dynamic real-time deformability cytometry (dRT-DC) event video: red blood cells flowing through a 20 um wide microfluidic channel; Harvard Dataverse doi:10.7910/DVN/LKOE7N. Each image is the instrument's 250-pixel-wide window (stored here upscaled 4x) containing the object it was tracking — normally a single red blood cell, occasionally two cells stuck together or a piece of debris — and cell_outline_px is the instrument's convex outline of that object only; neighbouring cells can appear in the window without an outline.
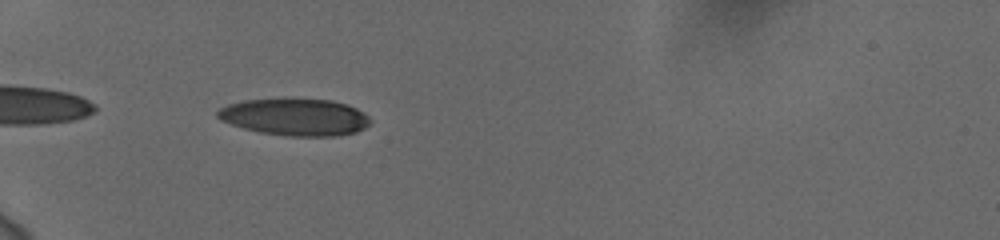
{"species": "human", "species_latin": "Homo sapiens", "temperature_condition": "cold", "stored_images_in_passage": 38, "camera_frame_rate_fps": 3000, "um_per_image_px": 0.085, "donor": {"sex": "female"}, "frame": {"image": 1, "passage_image": 2, "time_ms": 0.333, "image_size_px": [1000, 240], "cell_outline_px": [[372, 124], [356, 132], [336, 136], [288, 136], [260, 132], [244, 128], [220, 120], [216, 116], [216, 112], [220, 108], [228, 104], [244, 100], [332, 100], [348, 104], [356, 108], [368, 116], [372, 120]], "centroid_in_image_um": [25.11, 9.96], "position_along_channel_um": 59.9, "area_um2": 32.66}}
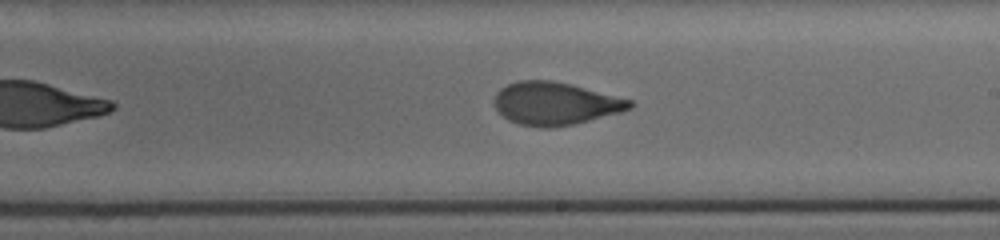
{"frame": {"image": 2, "passage_image": 18, "time_ms": 5.667, "image_size_px": [1000, 240], "cell_outline_px": [[636, 104], [632, 108], [620, 112], [572, 124], [552, 128], [544, 128], [520, 124], [508, 120], [496, 108], [492, 100], [496, 92], [500, 88], [508, 84], [520, 80], [552, 80], [632, 100]], "centroid_in_image_um": [47.16, 8.8], "position_along_channel_um": 241.8, "area_um2": 33.52}}
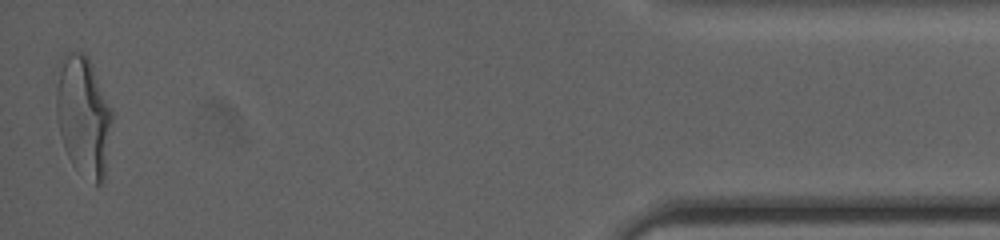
{"frame": {"image": 3, "passage_image": 38, "time_ms": 12.333, "image_size_px": [1000, 240], "cell_outline_px": [[112, 120], [104, 180], [100, 184], [96, 184], [76, 168], [72, 164], [68, 156], [60, 132], [56, 112], [52, 72], [60, 56], [68, 48], [84, 52], [88, 56], [112, 108]], "centroid_in_image_um": [7.02, 9.67], "position_along_channel_um": 428.2, "area_um2": 40.34}, "authors_computed_cell_mechanics": {"area_um2": 34.3621, "velocity_mm_per_s": 3.7606, "shape_relaxation_time_tau1_ms": 6.3913, "shape_relaxation_time_tau2_ms": 1.1862, "deformation_change_tau1": 0.2308, "deformation_change_tau2": 0.0735}}